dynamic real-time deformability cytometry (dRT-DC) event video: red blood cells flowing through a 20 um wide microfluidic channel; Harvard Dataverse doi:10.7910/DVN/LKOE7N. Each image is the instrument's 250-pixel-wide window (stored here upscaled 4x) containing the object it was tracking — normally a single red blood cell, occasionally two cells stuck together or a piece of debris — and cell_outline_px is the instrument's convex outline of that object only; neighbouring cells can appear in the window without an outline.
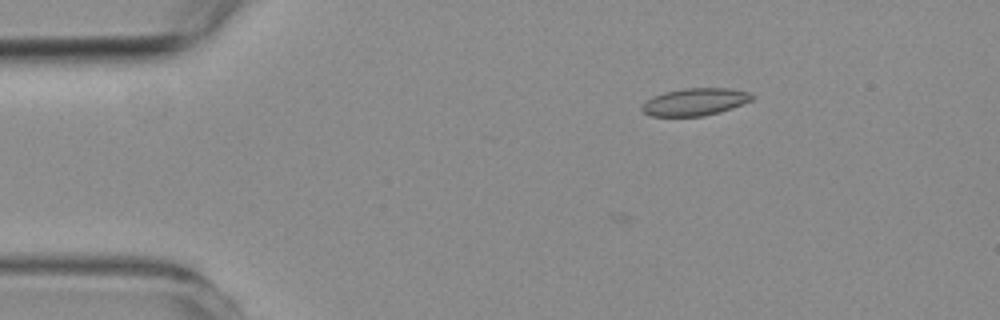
{"species": "common noctule bat (a hibernating species)", "species_latin": "Nyctalus noctula", "temperature_condition": "room temperature", "stored_images_in_passage": 7, "camera_frame_rate_fps": 3000, "um_per_image_px": 0.085, "animal": {"sex": "female", "body_mass_g": 19.3, "forearm_length_mm": 54.1}, "frame": {"image": 1, "passage_image": 7, "time_ms": 2.0, "image_size_px": [1000, 320], "cell_outline_px": [[752, 100], [732, 108], [720, 112], [704, 116], [652, 116], [644, 112], [640, 108], [652, 96], [664, 92], [684, 88], [728, 88], [752, 92]], "centroid_in_image_um": [59.09, 8.65], "position_along_channel_um": 25.9, "area_um2": 17.51}}